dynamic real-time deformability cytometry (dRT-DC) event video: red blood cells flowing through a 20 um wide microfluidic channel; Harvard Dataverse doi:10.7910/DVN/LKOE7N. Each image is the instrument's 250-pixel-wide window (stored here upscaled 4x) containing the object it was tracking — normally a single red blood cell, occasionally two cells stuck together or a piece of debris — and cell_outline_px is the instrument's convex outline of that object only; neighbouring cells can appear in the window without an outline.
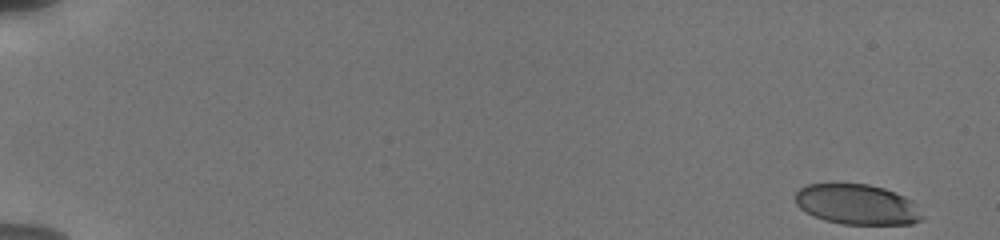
{"species": "human", "species_latin": "Homo sapiens", "temperature_condition": "cold", "stored_images_in_passage": 49, "camera_frame_rate_fps": 3000, "um_per_image_px": 0.085, "donor": {"sex": "male"}, "frame": {"image": 1, "passage_image": 1, "time_ms": 0.0, "image_size_px": [1000, 240], "cell_outline_px": [[924, 216], [920, 220], [912, 224], [844, 224], [824, 220], [800, 208], [796, 204], [796, 192], [800, 188], [808, 184], [868, 184], [884, 188], [896, 192], [912, 200]], "centroid_in_image_um": [72.88, 17.37], "position_along_channel_um": 12.1, "area_um2": 29.65}}
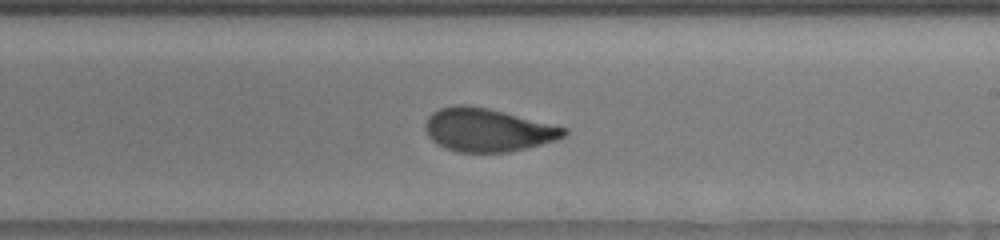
{"frame": {"image": 2, "passage_image": 30, "time_ms": 11.0, "image_size_px": [1000, 240], "cell_outline_px": [[568, 132], [564, 136], [556, 140], [508, 152], [456, 152], [432, 140], [428, 136], [424, 128], [424, 124], [428, 116], [432, 112], [440, 108], [456, 104], [468, 104], [488, 108], [568, 128]], "centroid_in_image_um": [41.42, 11.03], "position_along_channel_um": 247.6, "area_um2": 34.8}}
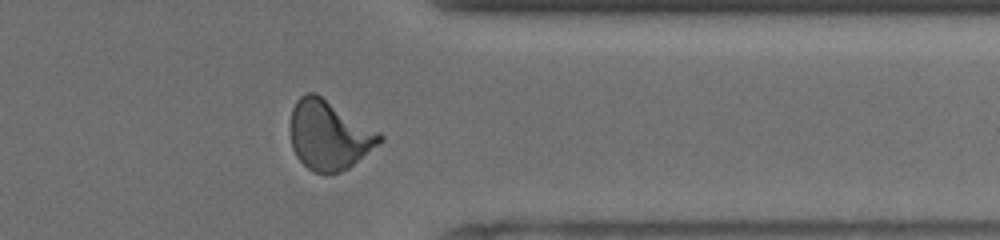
{"frame": {"image": 3, "passage_image": 40, "time_ms": 14.667, "image_size_px": [1000, 240], "cell_outline_px": [[384, 140], [380, 144], [348, 168], [340, 172], [312, 172], [296, 156], [292, 148], [292, 108], [296, 100], [304, 92], [316, 92], [380, 132], [384, 136]], "centroid_in_image_um": [28.0, 11.46], "position_along_channel_um": 383.4, "area_um2": 35.95}, "authors_computed_cell_mechanics": {"area_um2": 33.9864, "velocity_mm_per_s": 3.7865, "shape_relaxation_time_tau1_ms": 4.0438, "shape_relaxation_time_tau2_ms": 0.721, "deformation_change_tau1": 0.1505, "deformation_change_tau2": 0.0492}}